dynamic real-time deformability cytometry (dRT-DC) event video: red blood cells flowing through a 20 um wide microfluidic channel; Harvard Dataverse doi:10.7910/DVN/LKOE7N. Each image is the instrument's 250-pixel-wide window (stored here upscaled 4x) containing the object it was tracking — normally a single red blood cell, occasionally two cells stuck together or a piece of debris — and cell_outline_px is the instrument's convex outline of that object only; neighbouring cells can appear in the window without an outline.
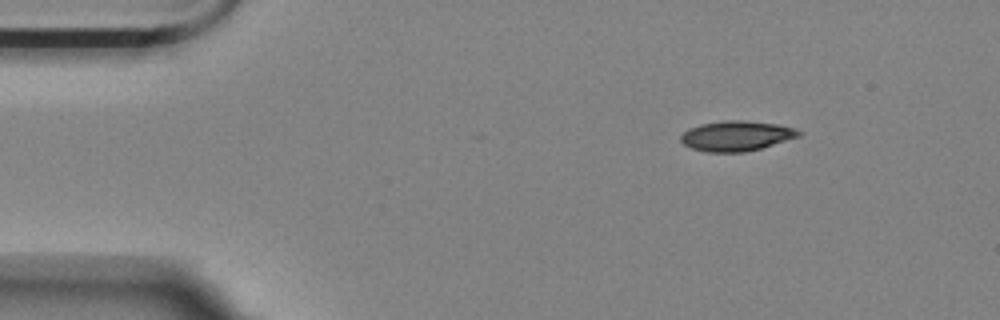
{"species": "Egyptian fruit bat (a non-hibernating species)", "species_latin": "Rousettus aegyptiacus", "temperature_condition": "room temperature", "stored_images_in_passage": 5, "camera_frame_rate_fps": 3000, "um_per_image_px": 0.085, "animal": {"sex": "female"}, "frame": {"image": 1, "passage_image": 1, "time_ms": 0.0, "image_size_px": [1000, 320], "cell_outline_px": [[800, 136], [760, 148], [744, 152], [708, 152], [692, 148], [684, 144], [680, 140], [680, 136], [688, 128], [700, 124], [724, 120], [744, 120], [780, 124], [796, 128], [800, 132]], "centroid_in_image_um": [62.59, 11.53], "position_along_channel_um": 22.4, "area_um2": 20.69}}
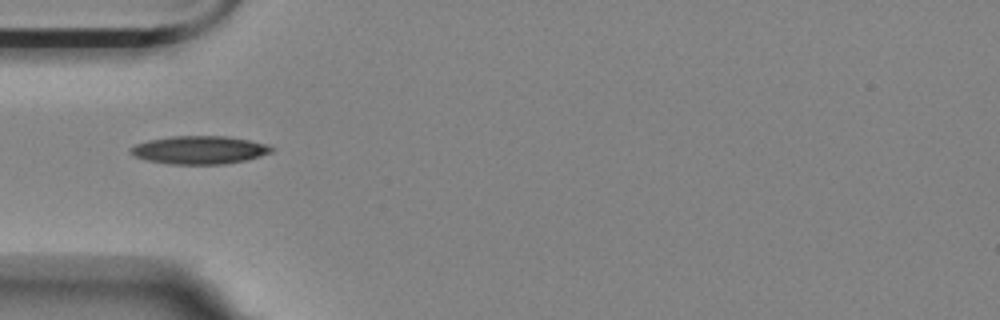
{"frame": {"image": 2, "passage_image": 4, "time_ms": 3.333, "image_size_px": [1000, 320], "cell_outline_px": [[272, 152], [260, 156], [244, 160], [224, 164], [168, 164], [144, 160], [128, 152], [136, 144], [148, 140], [172, 136], [228, 136], [268, 144], [272, 148]], "centroid_in_image_um": [16.93, 12.75], "position_along_channel_um": 68.1, "area_um2": 23.0}}
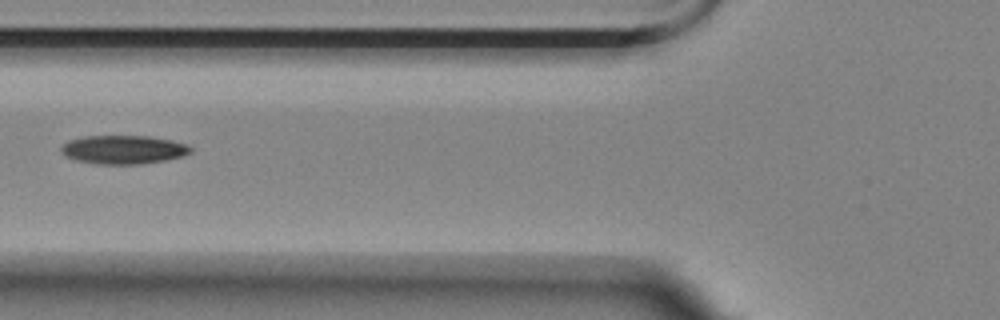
{"frame": {"image": 3, "passage_image": 5, "time_ms": 4.667, "image_size_px": [1000, 320], "cell_outline_px": [[192, 152], [184, 156], [164, 160], [140, 164], [96, 164], [76, 160], [60, 152], [60, 148], [68, 140], [84, 136], [148, 136], [172, 140], [188, 144], [192, 148]], "centroid_in_image_um": [10.51, 12.71], "position_along_channel_um": 115.3, "area_um2": 21.68}}